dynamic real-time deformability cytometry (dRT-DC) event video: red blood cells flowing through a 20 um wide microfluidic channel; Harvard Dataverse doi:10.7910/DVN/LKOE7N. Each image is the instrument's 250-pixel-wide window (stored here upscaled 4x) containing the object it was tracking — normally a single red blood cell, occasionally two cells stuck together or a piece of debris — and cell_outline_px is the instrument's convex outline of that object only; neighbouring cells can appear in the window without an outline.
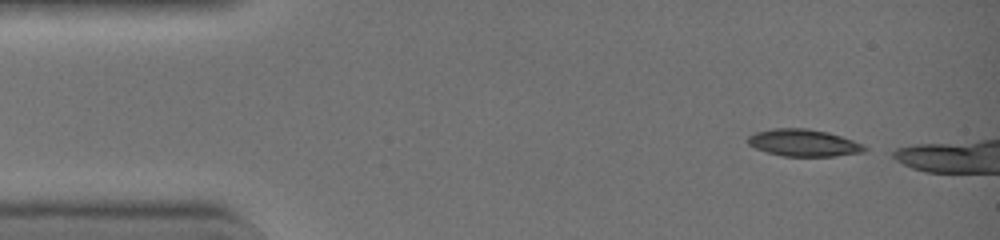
{"species": "common noctule bat (a hibernating species)", "species_latin": "Nyctalus noctula", "temperature_condition": "warm", "stored_images_in_passage": 3, "camera_frame_rate_fps": 3000, "um_per_image_px": 0.085, "animal": {"sex": "female", "body_mass_g": 19.0, "forearm_length_mm": 51.5}, "frame": {"image": 1, "passage_image": 1, "time_ms": 0.0, "image_size_px": [1000, 240], "cell_outline_px": [[868, 148], [864, 152], [836, 156], [784, 156], [768, 152], [756, 148], [748, 144], [748, 136], [756, 132], [772, 128], [808, 128], [828, 132], [852, 140]], "centroid_in_image_um": [68.3, 12.13], "position_along_channel_um": 16.7, "area_um2": 18.26}}